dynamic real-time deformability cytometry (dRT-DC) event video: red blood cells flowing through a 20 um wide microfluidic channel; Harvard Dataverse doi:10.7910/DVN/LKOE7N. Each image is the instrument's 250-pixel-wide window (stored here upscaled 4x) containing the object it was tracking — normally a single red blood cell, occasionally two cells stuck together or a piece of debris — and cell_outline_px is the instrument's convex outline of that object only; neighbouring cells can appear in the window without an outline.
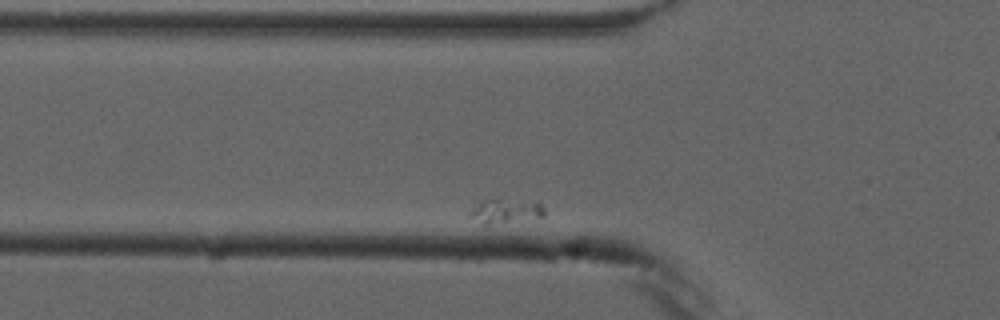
{"species": "common noctule bat (a hibernating species)", "species_latin": "Nyctalus noctula", "temperature_condition": "cold", "stored_images_in_passage": 7, "camera_frame_rate_fps": 3000, "um_per_image_px": 0.085, "animal": {"sex": "male", "forearm_length_mm": 52.5}, "frame": {"image": 1, "passage_image": 2, "time_ms": 1.0, "image_size_px": [1000, 320], "cell_outline_px": [[544, 216], [484, 228], [468, 216], [468, 208], [480, 200], [536, 200], [544, 208]], "centroid_in_image_um": [42.86, 17.99], "position_along_channel_um": 82.9, "area_um2": 11.5}}
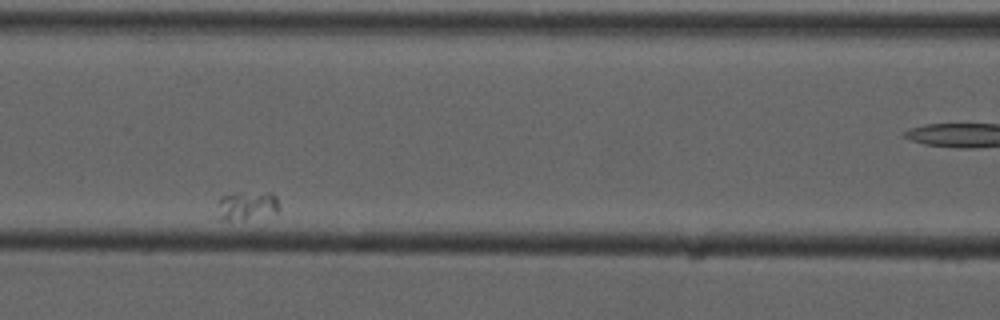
{"frame": {"image": 2, "passage_image": 4, "time_ms": 3.333, "image_size_px": [1000, 320], "cell_outline_px": [[280, 208], [276, 212], [244, 220], [224, 220], [212, 216], [220, 196], [240, 192], [272, 192], [276, 196], [280, 204]], "centroid_in_image_um": [20.91, 17.48], "position_along_channel_um": 145.7, "area_um2": 10.98}}